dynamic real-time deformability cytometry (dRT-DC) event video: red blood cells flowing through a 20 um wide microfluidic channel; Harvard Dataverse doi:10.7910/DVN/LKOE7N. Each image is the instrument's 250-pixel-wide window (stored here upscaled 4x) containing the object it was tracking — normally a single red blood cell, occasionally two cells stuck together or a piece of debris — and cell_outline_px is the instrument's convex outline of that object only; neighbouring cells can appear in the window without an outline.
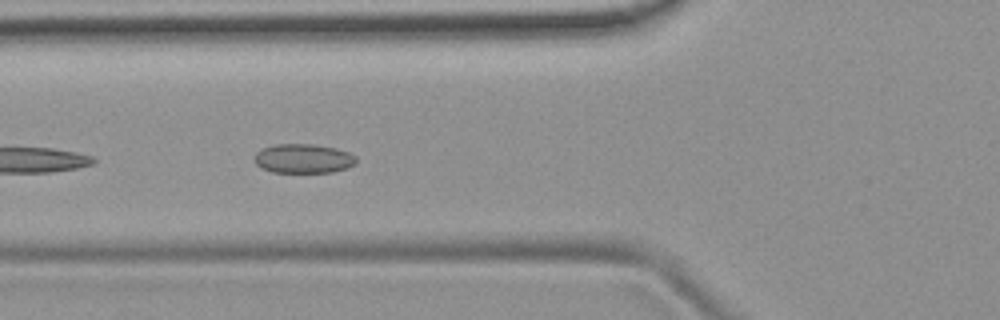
{"species": "common noctule bat (a hibernating species)", "species_latin": "Nyctalus noctula", "temperature_condition": "room temperature", "stored_images_in_passage": 8, "camera_frame_rate_fps": 3000, "um_per_image_px": 0.085, "animal": {"sex": "female", "body_mass_g": 19.9}, "frame": {"image": 1, "passage_image": 5, "time_ms": 1.333, "image_size_px": [1000, 320], "cell_outline_px": [[356, 164], [348, 168], [332, 172], [272, 172], [260, 168], [256, 164], [256, 152], [260, 148], [276, 144], [312, 144], [336, 148], [348, 152], [356, 156]], "centroid_in_image_um": [25.79, 13.48], "position_along_channel_um": 100.0, "area_um2": 17.46}}